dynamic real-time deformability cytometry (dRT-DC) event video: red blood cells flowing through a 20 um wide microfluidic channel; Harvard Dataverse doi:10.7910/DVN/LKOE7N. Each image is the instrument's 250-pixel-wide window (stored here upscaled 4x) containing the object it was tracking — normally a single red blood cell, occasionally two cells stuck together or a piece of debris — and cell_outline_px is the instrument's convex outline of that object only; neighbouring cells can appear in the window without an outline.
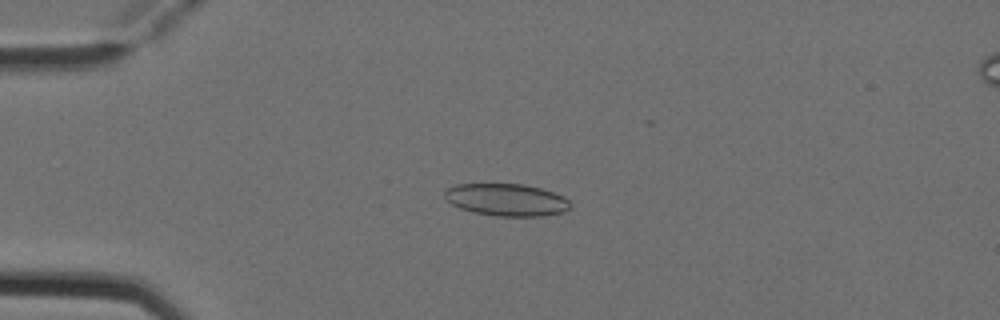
{"species": "Egyptian fruit bat (a non-hibernating species)", "species_latin": "Rousettus aegyptiacus", "temperature_condition": "cold", "stored_images_in_passage": 6, "camera_frame_rate_fps": 3000, "um_per_image_px": 0.085, "animal": {"sex": "female"}, "frame": {"image": 1, "passage_image": 4, "time_ms": 1.0, "image_size_px": [1000, 320], "cell_outline_px": [[572, 208], [564, 212], [540, 216], [496, 216], [472, 212], [460, 208], [452, 204], [444, 196], [444, 192], [448, 188], [456, 184], [524, 184], [540, 188], [564, 196], [572, 204]], "centroid_in_image_um": [43.08, 16.99], "position_along_channel_um": 41.9, "area_um2": 23.7}}